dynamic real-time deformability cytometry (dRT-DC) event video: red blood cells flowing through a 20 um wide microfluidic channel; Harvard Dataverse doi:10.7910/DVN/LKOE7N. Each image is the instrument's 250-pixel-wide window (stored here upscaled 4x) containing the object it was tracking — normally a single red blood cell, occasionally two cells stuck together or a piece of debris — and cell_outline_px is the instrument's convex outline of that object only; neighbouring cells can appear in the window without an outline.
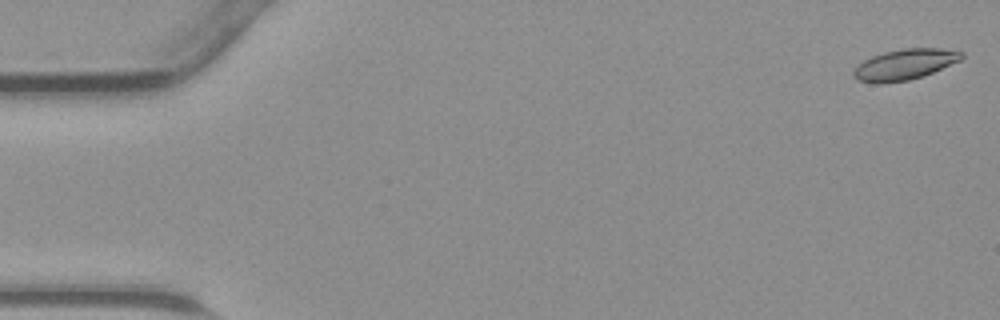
{"species": "common noctule bat (a hibernating species)", "species_latin": "Nyctalus noctula", "temperature_condition": "warm", "stored_images_in_passage": 46, "camera_frame_rate_fps": 3000, "um_per_image_px": 0.085, "animal": {"sex": "male", "body_mass_g": 23.1, "forearm_length_mm": 52.7}, "frame": {"image": 1, "passage_image": 1, "time_ms": 0.0, "image_size_px": [1000, 320], "cell_outline_px": [[964, 56], [960, 60], [924, 76], [908, 80], [884, 84], [876, 84], [856, 80], [852, 76], [852, 72], [864, 60], [872, 56], [884, 52], [904, 48], [940, 48], [964, 52]], "centroid_in_image_um": [76.88, 5.49], "position_along_channel_um": 8.1, "area_um2": 19.42}}
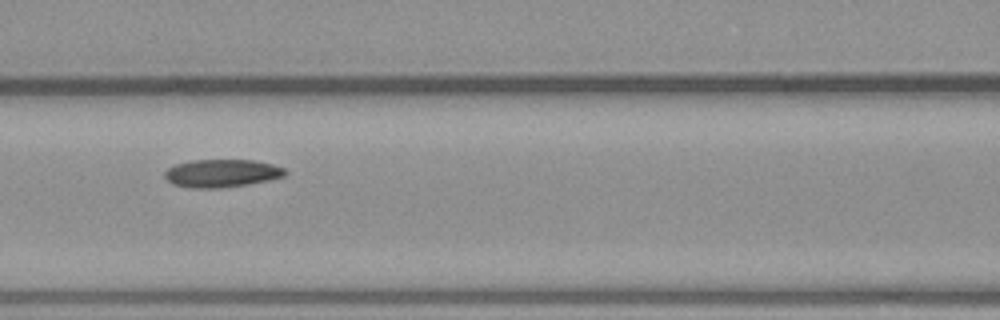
{"frame": {"image": 2, "passage_image": 20, "time_ms": 6.333, "image_size_px": [1000, 320], "cell_outline_px": [[288, 172], [284, 176], [268, 180], [248, 184], [220, 188], [192, 188], [172, 184], [164, 176], [164, 172], [168, 168], [176, 164], [192, 160], [252, 160], [272, 164], [284, 168]], "centroid_in_image_um": [18.84, 14.73], "position_along_channel_um": 147.8, "area_um2": 19.54}}
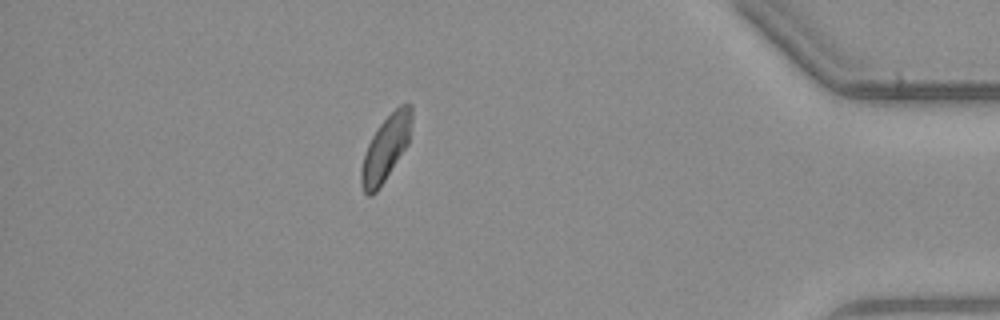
{"frame": {"image": 3, "passage_image": 40, "time_ms": 13.0, "image_size_px": [1000, 320], "cell_outline_px": [[412, 116], [408, 144], [376, 192], [372, 196], [368, 196], [364, 192], [360, 184], [360, 168], [368, 144], [372, 136], [380, 124], [400, 104], [412, 104]], "centroid_in_image_um": [32.77, 12.62], "position_along_channel_um": 402.4, "area_um2": 18.84}}